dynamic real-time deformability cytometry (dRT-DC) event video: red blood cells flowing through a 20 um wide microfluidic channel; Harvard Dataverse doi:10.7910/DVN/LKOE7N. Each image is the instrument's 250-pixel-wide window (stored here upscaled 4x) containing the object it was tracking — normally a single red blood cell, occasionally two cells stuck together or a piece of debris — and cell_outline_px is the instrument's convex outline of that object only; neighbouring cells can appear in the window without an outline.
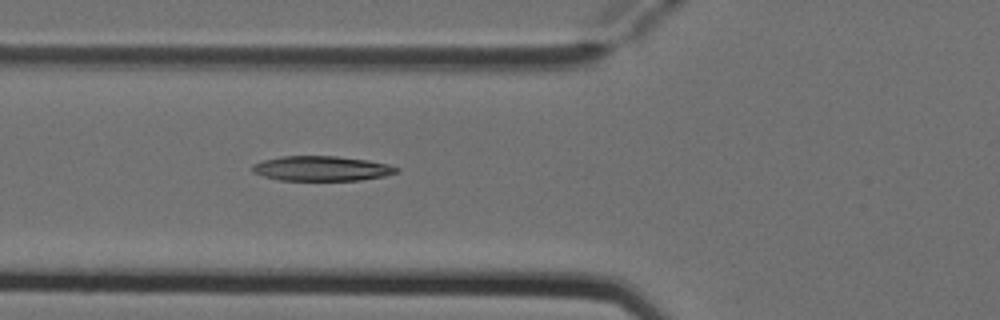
{"species": "Egyptian fruit bat (a non-hibernating species)", "species_latin": "Rousettus aegyptiacus", "temperature_condition": "cold", "stored_images_in_passage": 6, "camera_frame_rate_fps": 3000, "um_per_image_px": 0.085, "animal": {"sex": "female"}, "frame": {"image": 1, "passage_image": 6, "time_ms": 1.667, "image_size_px": [1000, 320], "cell_outline_px": [[400, 172], [384, 176], [360, 180], [276, 180], [252, 172], [252, 164], [264, 160], [280, 156], [336, 156], [368, 160], [388, 164], [400, 168]], "centroid_in_image_um": [27.35, 14.32], "position_along_channel_um": 98.5, "area_um2": 20.98}}